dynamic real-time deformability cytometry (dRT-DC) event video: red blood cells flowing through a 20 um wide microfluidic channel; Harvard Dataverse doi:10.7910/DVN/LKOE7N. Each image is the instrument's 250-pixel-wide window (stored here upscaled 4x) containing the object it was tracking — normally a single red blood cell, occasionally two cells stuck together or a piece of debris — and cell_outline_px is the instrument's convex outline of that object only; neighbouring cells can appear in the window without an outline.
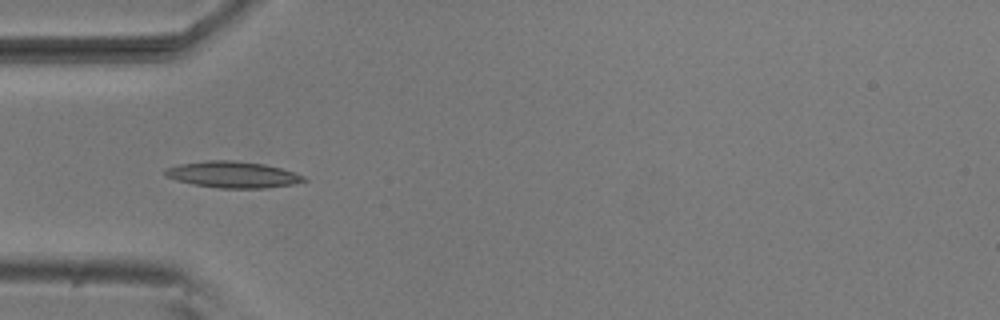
{"species": "common noctule bat (a hibernating species)", "species_latin": "Nyctalus noctula", "temperature_condition": "room temperature", "stored_images_in_passage": 9, "camera_frame_rate_fps": 3000, "um_per_image_px": 0.085, "animal": {"sex": "male", "body_mass_g": 20.5, "forearm_length_mm": 52.5}, "frame": {"image": 1, "passage_image": 3, "time_ms": 0.667, "image_size_px": [1000, 320], "cell_outline_px": [[308, 180], [292, 184], [264, 188], [220, 188], [192, 184], [176, 180], [164, 176], [164, 168], [180, 164], [208, 160], [232, 160], [264, 164], [280, 168], [304, 176]], "centroid_in_image_um": [19.74, 14.84], "position_along_channel_um": 65.3, "area_um2": 21.21}}
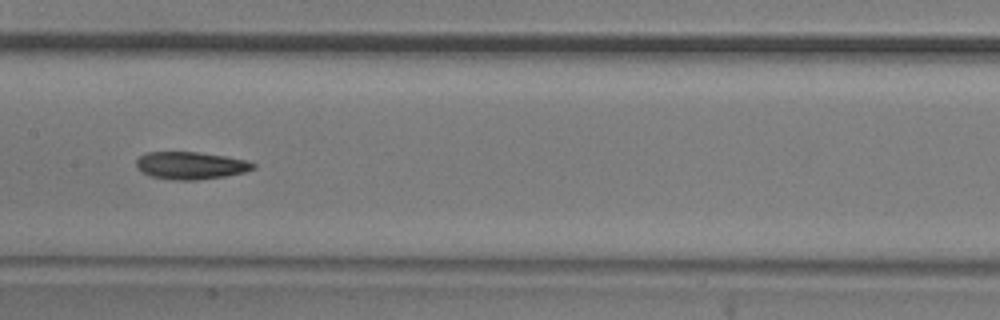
{"frame": {"image": 2, "passage_image": 6, "time_ms": 1.667, "image_size_px": [1000, 320], "cell_outline_px": [[256, 168], [244, 172], [224, 176], [200, 180], [172, 180], [152, 176], [136, 168], [136, 160], [140, 156], [148, 152], [200, 152], [224, 156], [244, 160], [256, 164]], "centroid_in_image_um": [16.2, 14.07], "position_along_channel_um": 191.2, "area_um2": 18.61}}
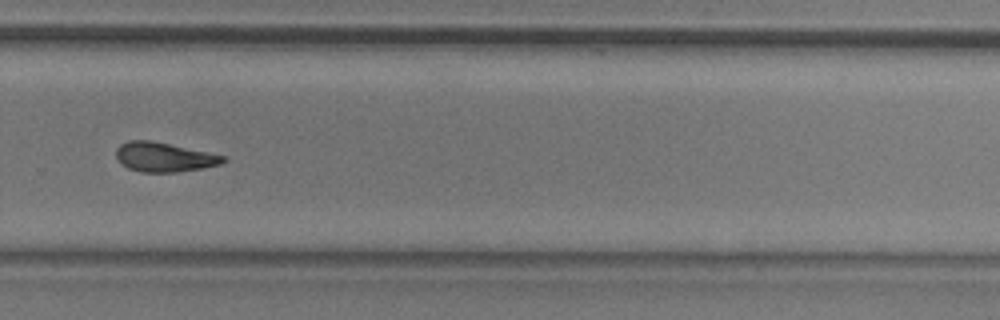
{"frame": {"image": 3, "passage_image": 9, "time_ms": 2.667, "image_size_px": [1000, 320], "cell_outline_px": [[224, 160], [220, 164], [200, 168], [176, 172], [140, 172], [128, 168], [116, 156], [116, 148], [120, 144], [128, 140], [152, 140], [224, 156]], "centroid_in_image_um": [13.89, 13.34], "position_along_channel_um": 315.9, "area_um2": 17.98}}